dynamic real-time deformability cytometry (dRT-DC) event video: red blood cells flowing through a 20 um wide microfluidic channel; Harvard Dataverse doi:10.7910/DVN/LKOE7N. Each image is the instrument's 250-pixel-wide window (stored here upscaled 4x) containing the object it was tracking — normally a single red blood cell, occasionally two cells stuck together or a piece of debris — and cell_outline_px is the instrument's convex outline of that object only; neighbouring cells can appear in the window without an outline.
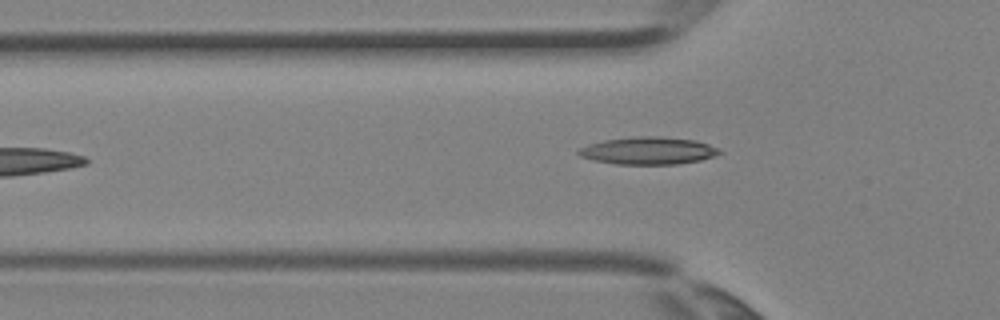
{"species": "Egyptian fruit bat (a non-hibernating species)", "species_latin": "Rousettus aegyptiacus", "temperature_condition": "room temperature", "stored_images_in_passage": 4, "camera_frame_rate_fps": 3000, "um_per_image_px": 0.085, "animal": {"sex": "female"}, "frame": {"image": 1, "passage_image": 4, "time_ms": 1.0, "image_size_px": [1000, 320], "cell_outline_px": [[724, 152], [716, 156], [700, 160], [676, 164], [616, 164], [592, 160], [580, 156], [576, 152], [580, 148], [588, 144], [604, 140], [636, 136], [660, 136], [696, 140], [720, 148]], "centroid_in_image_um": [55.13, 12.8], "position_along_channel_um": 70.7, "area_um2": 22.72}}